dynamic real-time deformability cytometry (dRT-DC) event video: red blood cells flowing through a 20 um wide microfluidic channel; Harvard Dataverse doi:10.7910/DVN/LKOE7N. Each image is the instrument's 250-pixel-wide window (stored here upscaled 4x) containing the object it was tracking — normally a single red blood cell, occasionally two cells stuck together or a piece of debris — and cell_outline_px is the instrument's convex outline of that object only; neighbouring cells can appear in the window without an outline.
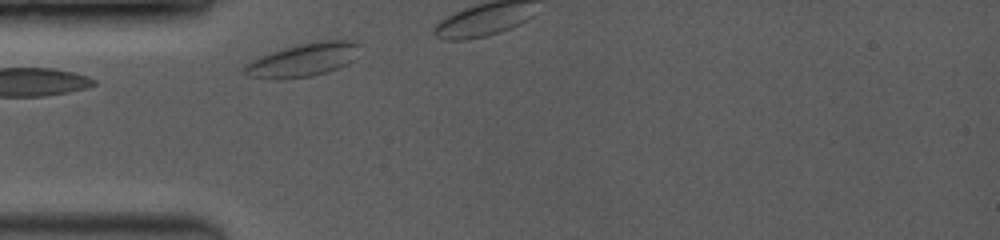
{"species": "common noctule bat (a hibernating species)", "species_latin": "Nyctalus noctula", "temperature_condition": "room temperature", "stored_images_in_passage": 4, "camera_frame_rate_fps": 3500, "um_per_image_px": 0.085, "animal": {"sex": "female", "body_mass_g": 19.0, "forearm_length_mm": 53.3}, "frame": {"image": 1, "passage_image": 1, "time_ms": 0.0, "image_size_px": [1000, 240], "cell_outline_px": [[360, 44], [352, 60], [336, 68], [324, 72], [308, 76], [248, 76], [240, 72], [240, 68], [252, 60], [272, 52], [284, 48], [300, 44], [320, 40], [352, 40]], "centroid_in_image_um": [25.76, 5.03], "position_along_channel_um": 59.2, "area_um2": 21.21}}